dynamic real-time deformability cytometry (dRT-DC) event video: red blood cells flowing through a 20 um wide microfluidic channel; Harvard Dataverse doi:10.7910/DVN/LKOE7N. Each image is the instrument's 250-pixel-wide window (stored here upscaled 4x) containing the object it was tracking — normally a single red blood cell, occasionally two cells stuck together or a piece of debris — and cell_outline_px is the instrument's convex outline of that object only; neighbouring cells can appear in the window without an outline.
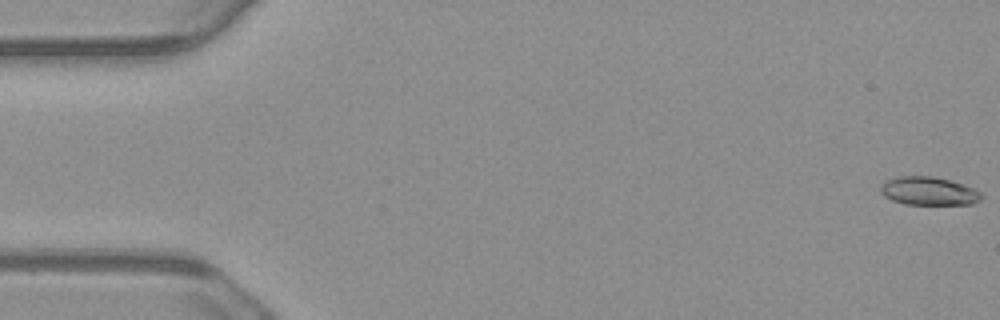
{"species": "common noctule bat (a hibernating species)", "species_latin": "Nyctalus noctula", "temperature_condition": "warm", "stored_images_in_passage": 55, "camera_frame_rate_fps": 3000, "um_per_image_px": 0.085, "animal": {"sex": "male", "body_mass_g": 23.1, "forearm_length_mm": 52.7}, "frame": {"image": 1, "passage_image": 1, "time_ms": 0.0, "image_size_px": [1000, 320], "cell_outline_px": [[984, 196], [980, 200], [972, 204], [904, 204], [892, 200], [884, 196], [880, 192], [880, 188], [884, 180], [900, 176], [932, 176], [964, 184], [980, 192]], "centroid_in_image_um": [78.92, 16.24], "position_along_channel_um": 6.1, "area_um2": 16.65}}
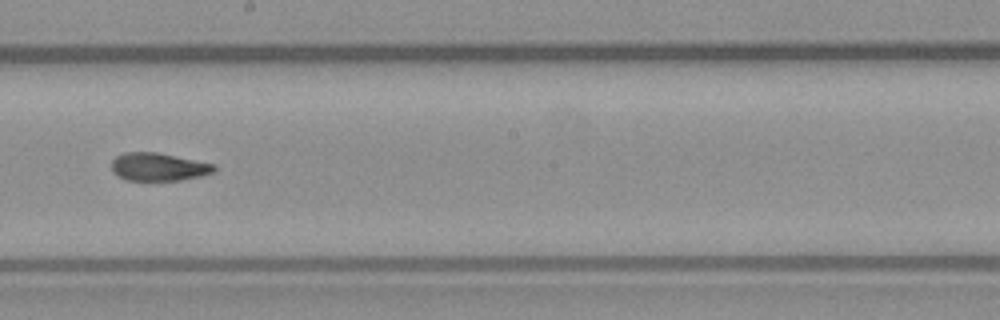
{"frame": {"image": 2, "passage_image": 31, "time_ms": 10.0, "image_size_px": [1000, 320], "cell_outline_px": [[216, 172], [200, 176], [180, 180], [128, 180], [116, 176], [112, 172], [112, 160], [116, 156], [124, 152], [156, 152], [216, 164]], "centroid_in_image_um": [13.47, 14.18], "position_along_channel_um": 234.7, "area_um2": 16.82}}
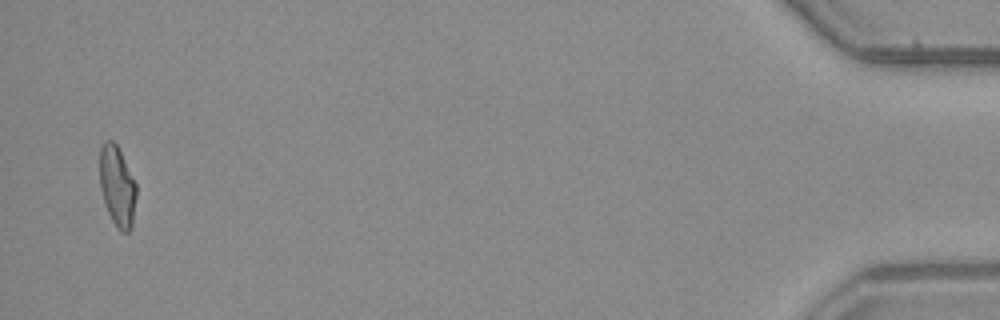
{"frame": {"image": 3, "passage_image": 54, "time_ms": 17.667, "image_size_px": [1000, 320], "cell_outline_px": [[136, 196], [132, 228], [128, 232], [120, 232], [112, 220], [104, 204], [100, 188], [100, 148], [104, 140], [112, 140], [116, 144], [136, 184]], "centroid_in_image_um": [9.95, 15.86], "position_along_channel_um": 425.2, "area_um2": 17.11}, "authors_computed_cell_mechanics": {"area_um2": 17.1088, "velocity_mm_per_s": 3.7552, "shape_relaxation_time_tau1_ms": null, "shape_relaxation_time_tau2_ms": 4.0503, "deformation_change_tau1": null, "deformation_change_tau2": 0.11}}